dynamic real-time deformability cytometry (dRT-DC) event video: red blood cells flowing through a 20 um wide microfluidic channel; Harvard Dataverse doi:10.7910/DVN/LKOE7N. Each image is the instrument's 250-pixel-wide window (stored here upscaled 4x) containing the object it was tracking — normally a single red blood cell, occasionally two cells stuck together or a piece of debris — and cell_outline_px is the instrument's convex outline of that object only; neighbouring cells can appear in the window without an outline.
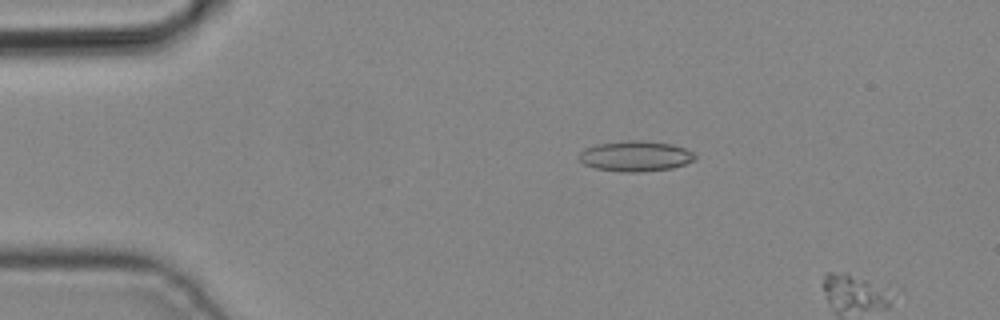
{"species": "common noctule bat (a hibernating species)", "species_latin": "Nyctalus noctula", "temperature_condition": "cold", "stored_images_in_passage": 3, "camera_frame_rate_fps": 3000, "um_per_image_px": 0.085, "animal": {"sex": "male", "body_mass_g": 19.2, "forearm_length_mm": 51.8}, "frame": {"image": 1, "passage_image": 2, "time_ms": 0.333, "image_size_px": [1000, 320], "cell_outline_px": [[696, 156], [692, 160], [684, 164], [672, 168], [640, 172], [620, 172], [596, 168], [584, 164], [580, 160], [580, 152], [584, 148], [596, 144], [628, 140], [644, 140], [672, 144], [684, 148], [692, 152]], "centroid_in_image_um": [53.99, 13.26], "position_along_channel_um": 31.0, "area_um2": 20.52}}